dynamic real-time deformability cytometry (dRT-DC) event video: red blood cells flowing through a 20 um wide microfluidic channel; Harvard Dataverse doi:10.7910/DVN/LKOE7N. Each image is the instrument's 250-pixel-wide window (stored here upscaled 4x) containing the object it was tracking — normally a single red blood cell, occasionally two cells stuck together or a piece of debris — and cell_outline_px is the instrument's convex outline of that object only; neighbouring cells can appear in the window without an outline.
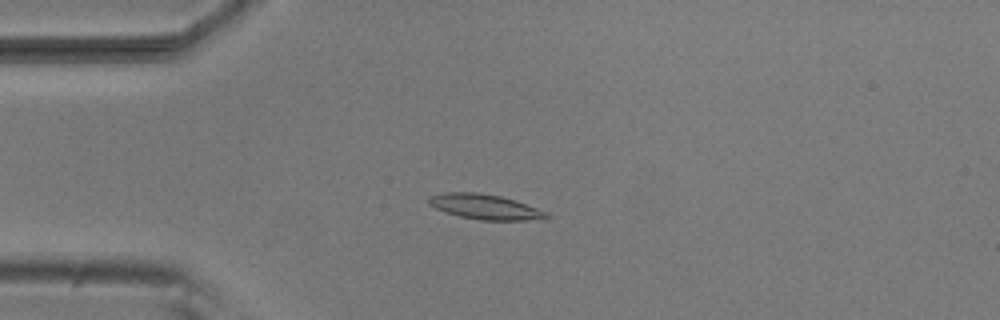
{"species": "common noctule bat (a hibernating species)", "species_latin": "Nyctalus noctula", "temperature_condition": "room temperature", "stored_images_in_passage": 54, "camera_frame_rate_fps": 3000, "um_per_image_px": 0.085, "animal": {"sex": "male", "body_mass_g": 20.5, "forearm_length_mm": 52.5}, "frame": {"image": 1, "passage_image": 14, "time_ms": 4.333, "image_size_px": [1000, 320], "cell_outline_px": [[552, 216], [544, 220], [480, 220], [460, 216], [436, 208], [428, 204], [428, 196], [444, 192], [476, 192], [500, 196], [548, 212]], "centroid_in_image_um": [41.25, 17.58], "position_along_channel_um": 43.8, "area_um2": 17.11}}
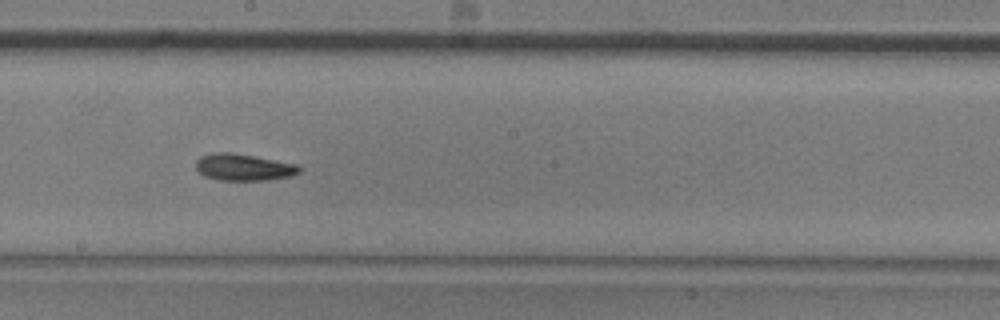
{"frame": {"image": 2, "passage_image": 30, "time_ms": 9.667, "image_size_px": [1000, 320], "cell_outline_px": [[300, 172], [292, 176], [264, 180], [220, 180], [204, 176], [196, 168], [196, 160], [200, 156], [212, 152], [232, 152], [296, 164], [300, 168]], "centroid_in_image_um": [20.67, 14.21], "position_along_channel_um": 227.5, "area_um2": 16.07}}
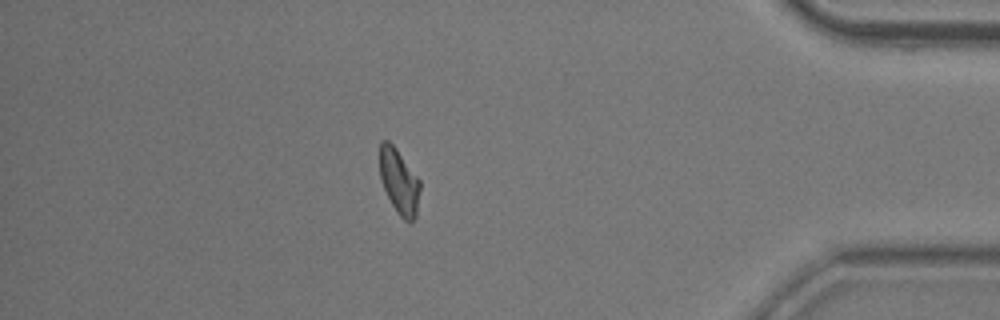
{"frame": {"image": 3, "passage_image": 47, "time_ms": 15.333, "image_size_px": [1000, 320], "cell_outline_px": [[420, 188], [416, 216], [408, 224], [396, 212], [384, 188], [380, 176], [380, 140], [388, 140], [396, 148], [420, 180]], "centroid_in_image_um": [33.93, 15.43], "position_along_channel_um": 401.3, "area_um2": 15.2}, "authors_computed_cell_mechanics": {"area_um2": 15.8661, "velocity_mm_per_s": 3.7885, "shape_relaxation_time_tau1_ms": 5.1499, "shape_relaxation_time_tau2_ms": 3.6119, "deformation_change_tau1": 0.1326, "deformation_change_tau2": 0.1021}}